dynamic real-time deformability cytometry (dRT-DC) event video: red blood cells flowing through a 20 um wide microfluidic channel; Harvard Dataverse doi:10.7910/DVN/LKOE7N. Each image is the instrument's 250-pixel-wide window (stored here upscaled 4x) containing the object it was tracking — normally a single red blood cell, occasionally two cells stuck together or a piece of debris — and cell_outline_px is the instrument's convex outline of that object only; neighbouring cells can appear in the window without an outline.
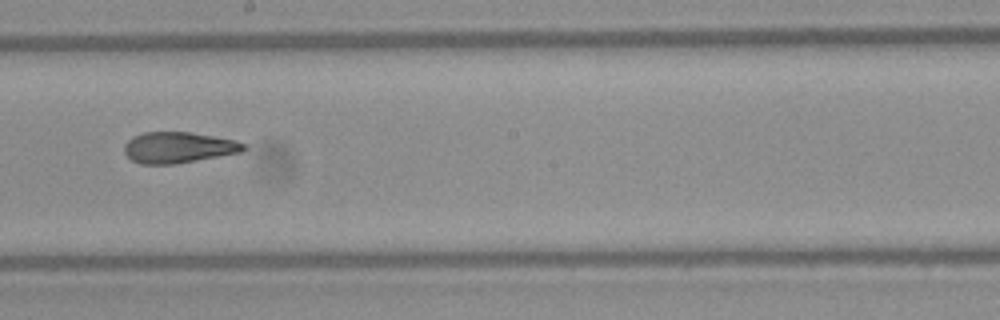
{"species": "Egyptian fruit bat (a non-hibernating species)", "species_latin": "Rousettus aegyptiacus", "temperature_condition": "warm", "stored_images_in_passage": 8, "camera_frame_rate_fps": 3000, "um_per_image_px": 0.085, "frame": {"image": 1, "passage_image": 7, "time_ms": 2.0, "image_size_px": [1000, 320], "cell_outline_px": [[248, 148], [240, 152], [176, 164], [140, 164], [132, 160], [124, 152], [124, 144], [132, 136], [144, 132], [188, 132], [236, 140], [248, 144]], "centroid_in_image_um": [15.16, 12.53], "position_along_channel_um": 233.0, "area_um2": 21.62}}
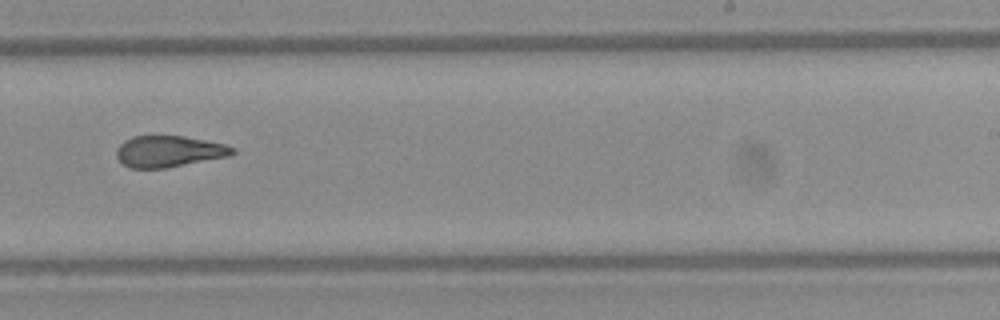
{"frame": {"image": 2, "passage_image": 8, "time_ms": 2.333, "image_size_px": [1000, 320], "cell_outline_px": [[236, 152], [228, 156], [168, 168], [128, 168], [116, 156], [116, 148], [124, 140], [132, 136], [184, 136], [224, 144], [236, 148]], "centroid_in_image_um": [14.34, 12.87], "position_along_channel_um": 274.7, "area_um2": 21.21}}